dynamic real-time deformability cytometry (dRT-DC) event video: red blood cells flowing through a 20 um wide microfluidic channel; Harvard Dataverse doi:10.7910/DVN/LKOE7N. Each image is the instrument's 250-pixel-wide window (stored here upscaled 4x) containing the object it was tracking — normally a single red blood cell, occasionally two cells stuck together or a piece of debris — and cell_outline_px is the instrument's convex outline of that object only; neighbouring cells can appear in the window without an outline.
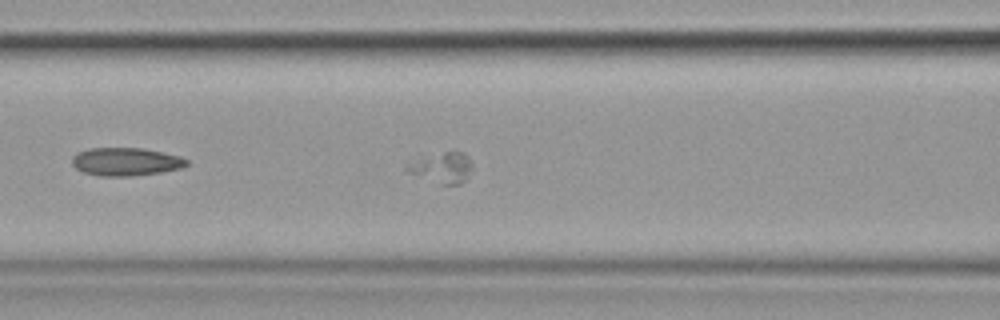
{"species": "common noctule bat (a hibernating species)", "species_latin": "Nyctalus noctula", "temperature_condition": "cold", "stored_images_in_passage": 32, "camera_frame_rate_fps": 3000, "um_per_image_px": 0.085, "animal": {"sex": "female", "body_mass_g": 19.9}, "frame": {"image": 1, "passage_image": 14, "time_ms": 4.333, "image_size_px": [1000, 320], "cell_outline_px": [[472, 168], [464, 180], [460, 184], [440, 184], [404, 172], [404, 160], [444, 152], [464, 152], [468, 156], [472, 164]], "centroid_in_image_um": [37.44, 14.23], "position_along_channel_um": 129.2, "area_um2": 12.08}}
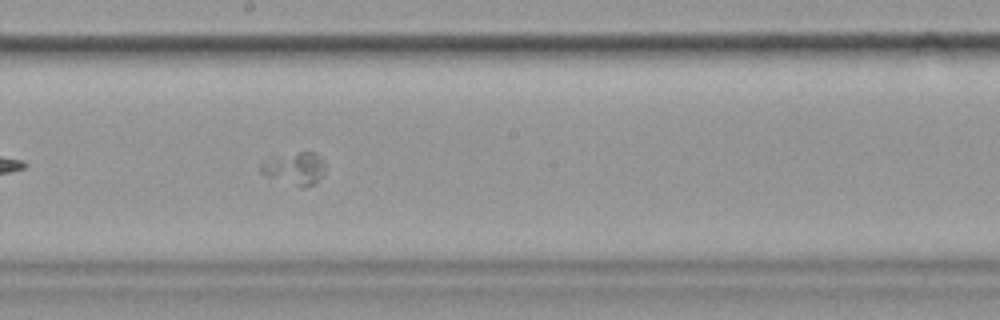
{"frame": {"image": 2, "passage_image": 22, "time_ms": 7.0, "image_size_px": [1000, 320], "cell_outline_px": [[324, 172], [316, 184], [300, 188], [268, 176], [260, 172], [260, 164], [300, 152], [316, 152], [320, 156], [324, 164]], "centroid_in_image_um": [25.14, 14.37], "position_along_channel_um": 223.1, "area_um2": 11.62}}
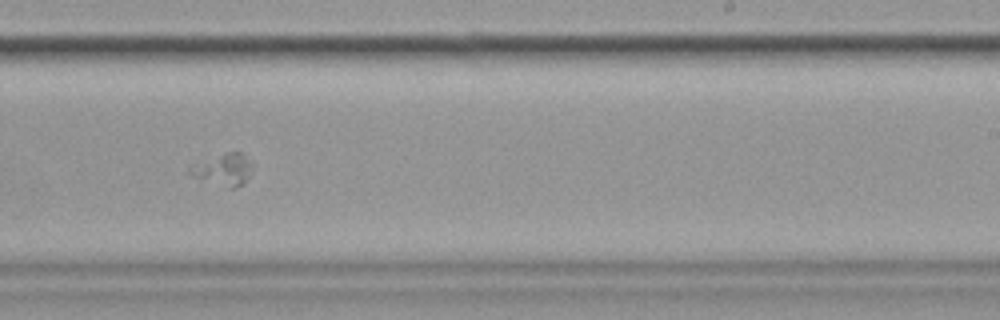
{"frame": {"image": 3, "passage_image": 26, "time_ms": 8.333, "image_size_px": [1000, 320], "cell_outline_px": [[252, 168], [244, 184], [236, 188], [228, 188], [200, 180], [192, 176], [188, 172], [192, 164], [224, 152], [240, 152], [252, 164]], "centroid_in_image_um": [18.96, 14.43], "position_along_channel_um": 270.0, "area_um2": 11.68}}